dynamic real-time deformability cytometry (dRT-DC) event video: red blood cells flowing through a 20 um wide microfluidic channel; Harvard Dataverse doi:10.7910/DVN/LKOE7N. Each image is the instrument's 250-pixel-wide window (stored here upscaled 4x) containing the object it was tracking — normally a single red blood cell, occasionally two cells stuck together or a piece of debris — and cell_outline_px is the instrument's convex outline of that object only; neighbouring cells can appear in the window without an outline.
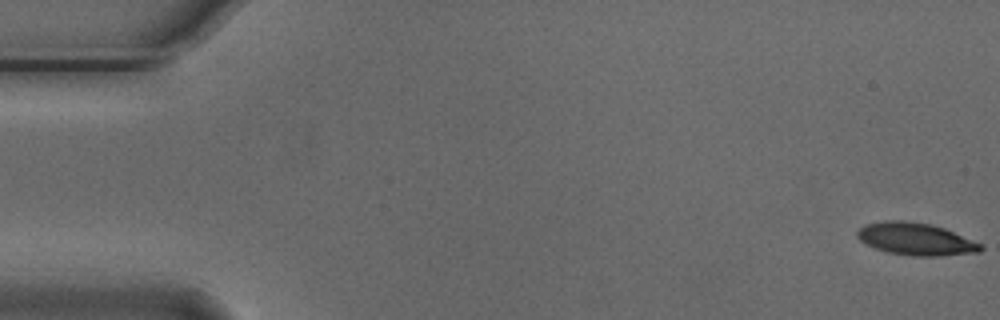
{"species": "Egyptian fruit bat (a non-hibernating species)", "species_latin": "Rousettus aegyptiacus", "temperature_condition": "cold", "stored_images_in_passage": 5, "camera_frame_rate_fps": 3000, "um_per_image_px": 0.085, "animal": {"sex": "male"}, "frame": {"image": 1, "passage_image": 1, "time_ms": 0.0, "image_size_px": [1000, 320], "cell_outline_px": [[984, 248], [980, 252], [940, 256], [912, 256], [888, 252], [876, 248], [860, 240], [856, 236], [856, 232], [864, 224], [884, 220], [904, 220], [932, 224], [944, 228], [984, 244]], "centroid_in_image_um": [77.87, 20.31], "position_along_channel_um": 7.1, "area_um2": 23.47}}
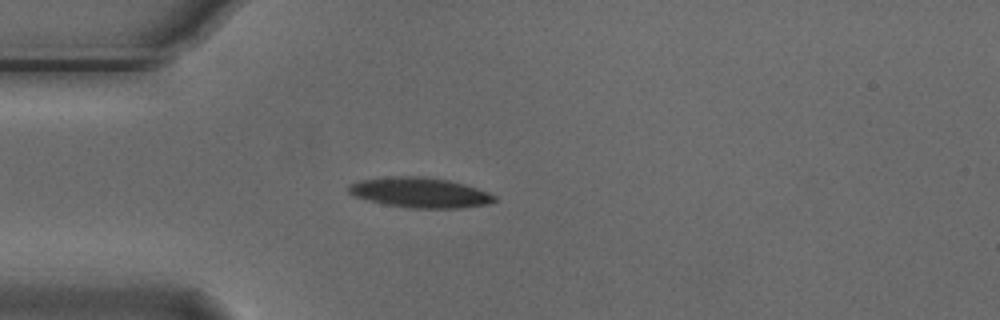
{"frame": {"image": 2, "passage_image": 5, "time_ms": 1.333, "image_size_px": [1000, 320], "cell_outline_px": [[496, 200], [488, 204], [460, 208], [408, 208], [384, 204], [368, 200], [356, 196], [348, 192], [348, 184], [360, 180], [392, 176], [424, 176], [448, 180], [464, 184], [488, 192], [496, 196]], "centroid_in_image_um": [35.69, 16.37], "position_along_channel_um": 49.3, "area_um2": 25.61}}